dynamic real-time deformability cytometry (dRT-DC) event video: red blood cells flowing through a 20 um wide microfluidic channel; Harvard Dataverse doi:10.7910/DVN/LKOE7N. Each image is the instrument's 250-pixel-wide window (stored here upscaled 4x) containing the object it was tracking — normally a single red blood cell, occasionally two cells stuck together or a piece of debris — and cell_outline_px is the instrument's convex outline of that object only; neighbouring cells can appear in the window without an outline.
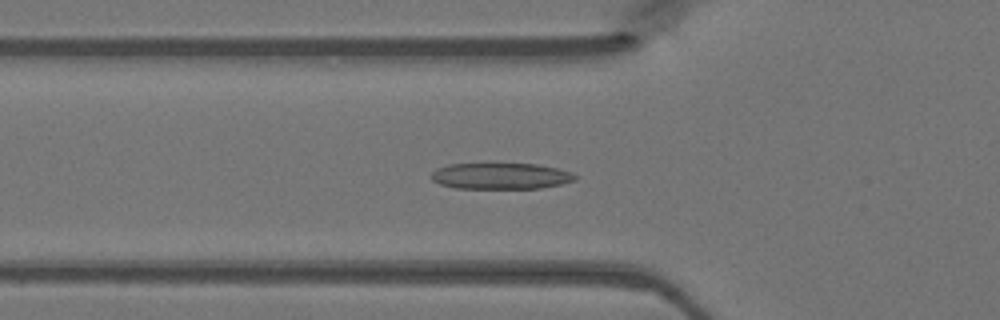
{"species": "Egyptian fruit bat (a non-hibernating species)", "species_latin": "Rousettus aegyptiacus", "temperature_condition": "warm", "stored_images_in_passage": 47, "camera_frame_rate_fps": 3000, "um_per_image_px": 0.085, "animal": {"sex": "female"}, "frame": {"image": 1, "passage_image": 16, "time_ms": 5.0, "image_size_px": [1000, 320], "cell_outline_px": [[576, 180], [560, 184], [540, 188], [456, 188], [440, 184], [432, 180], [432, 172], [436, 168], [448, 164], [488, 160], [536, 164], [556, 168], [572, 172], [576, 176]], "centroid_in_image_um": [42.5, 14.9], "position_along_channel_um": 83.3, "area_um2": 23.06}}
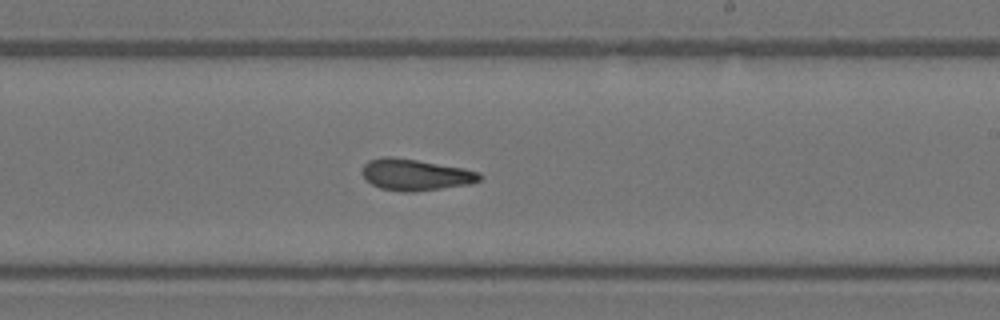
{"frame": {"image": 2, "passage_image": 28, "time_ms": 9.0, "image_size_px": [1000, 320], "cell_outline_px": [[484, 176], [480, 180], [468, 184], [412, 192], [404, 192], [380, 188], [372, 184], [360, 172], [364, 164], [368, 160], [380, 156], [392, 156], [464, 168], [480, 172]], "centroid_in_image_um": [35.29, 14.84], "position_along_channel_um": 253.7, "area_um2": 21.5}}
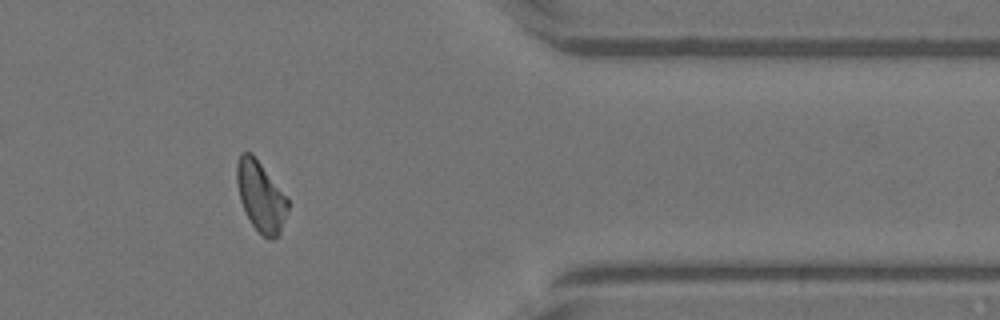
{"frame": {"image": 3, "passage_image": 39, "time_ms": 12.667, "image_size_px": [1000, 320], "cell_outline_px": [[288, 208], [280, 232], [272, 240], [264, 236], [252, 224], [240, 200], [236, 184], [236, 164], [240, 156], [244, 152], [252, 152], [288, 200]], "centroid_in_image_um": [22.14, 16.67], "position_along_channel_um": 389.3, "area_um2": 20.35}}